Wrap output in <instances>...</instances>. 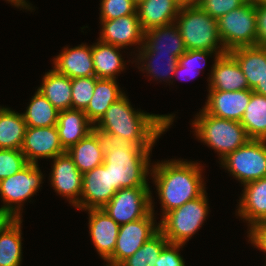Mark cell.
<instances>
[{
  "label": "cell",
  "mask_w": 266,
  "mask_h": 266,
  "mask_svg": "<svg viewBox=\"0 0 266 266\" xmlns=\"http://www.w3.org/2000/svg\"><path fill=\"white\" fill-rule=\"evenodd\" d=\"M124 94L94 125L104 138L116 139L142 148L154 147L158 138L173 124L174 114H150L135 110Z\"/></svg>",
  "instance_id": "obj_1"
},
{
  "label": "cell",
  "mask_w": 266,
  "mask_h": 266,
  "mask_svg": "<svg viewBox=\"0 0 266 266\" xmlns=\"http://www.w3.org/2000/svg\"><path fill=\"white\" fill-rule=\"evenodd\" d=\"M198 162L170 159L151 165L149 176L153 178L162 217L169 211L181 207L187 201L200 197L206 190L203 167Z\"/></svg>",
  "instance_id": "obj_2"
},
{
  "label": "cell",
  "mask_w": 266,
  "mask_h": 266,
  "mask_svg": "<svg viewBox=\"0 0 266 266\" xmlns=\"http://www.w3.org/2000/svg\"><path fill=\"white\" fill-rule=\"evenodd\" d=\"M150 153L152 148L105 138L103 164L109 168L111 185L117 191L121 188L149 187Z\"/></svg>",
  "instance_id": "obj_3"
},
{
  "label": "cell",
  "mask_w": 266,
  "mask_h": 266,
  "mask_svg": "<svg viewBox=\"0 0 266 266\" xmlns=\"http://www.w3.org/2000/svg\"><path fill=\"white\" fill-rule=\"evenodd\" d=\"M191 125L196 138L217 152L220 161L250 139L240 122L215 117L203 109Z\"/></svg>",
  "instance_id": "obj_4"
},
{
  "label": "cell",
  "mask_w": 266,
  "mask_h": 266,
  "mask_svg": "<svg viewBox=\"0 0 266 266\" xmlns=\"http://www.w3.org/2000/svg\"><path fill=\"white\" fill-rule=\"evenodd\" d=\"M186 50H225L218 33L217 20L198 5L180 8L175 20Z\"/></svg>",
  "instance_id": "obj_5"
},
{
  "label": "cell",
  "mask_w": 266,
  "mask_h": 266,
  "mask_svg": "<svg viewBox=\"0 0 266 266\" xmlns=\"http://www.w3.org/2000/svg\"><path fill=\"white\" fill-rule=\"evenodd\" d=\"M206 191L198 198L166 213L159 221L160 231L168 243L186 244L202 227L209 214Z\"/></svg>",
  "instance_id": "obj_6"
},
{
  "label": "cell",
  "mask_w": 266,
  "mask_h": 266,
  "mask_svg": "<svg viewBox=\"0 0 266 266\" xmlns=\"http://www.w3.org/2000/svg\"><path fill=\"white\" fill-rule=\"evenodd\" d=\"M43 173L38 164L28 163L19 172L0 181V200L5 210L13 219H21L23 203L40 189Z\"/></svg>",
  "instance_id": "obj_7"
},
{
  "label": "cell",
  "mask_w": 266,
  "mask_h": 266,
  "mask_svg": "<svg viewBox=\"0 0 266 266\" xmlns=\"http://www.w3.org/2000/svg\"><path fill=\"white\" fill-rule=\"evenodd\" d=\"M218 33L227 52L238 47L256 46L257 24L253 0L217 19Z\"/></svg>",
  "instance_id": "obj_8"
},
{
  "label": "cell",
  "mask_w": 266,
  "mask_h": 266,
  "mask_svg": "<svg viewBox=\"0 0 266 266\" xmlns=\"http://www.w3.org/2000/svg\"><path fill=\"white\" fill-rule=\"evenodd\" d=\"M241 185L266 177V140L249 139L220 161Z\"/></svg>",
  "instance_id": "obj_9"
},
{
  "label": "cell",
  "mask_w": 266,
  "mask_h": 266,
  "mask_svg": "<svg viewBox=\"0 0 266 266\" xmlns=\"http://www.w3.org/2000/svg\"><path fill=\"white\" fill-rule=\"evenodd\" d=\"M154 206V201L151 200V212L146 217L119 227L116 246L113 255L106 261V266H119L160 230L159 223L154 220Z\"/></svg>",
  "instance_id": "obj_10"
},
{
  "label": "cell",
  "mask_w": 266,
  "mask_h": 266,
  "mask_svg": "<svg viewBox=\"0 0 266 266\" xmlns=\"http://www.w3.org/2000/svg\"><path fill=\"white\" fill-rule=\"evenodd\" d=\"M152 198L150 187L121 188L102 209L121 226L146 217Z\"/></svg>",
  "instance_id": "obj_11"
},
{
  "label": "cell",
  "mask_w": 266,
  "mask_h": 266,
  "mask_svg": "<svg viewBox=\"0 0 266 266\" xmlns=\"http://www.w3.org/2000/svg\"><path fill=\"white\" fill-rule=\"evenodd\" d=\"M56 193L67 198L69 204L80 210L83 174L78 170L70 155L65 152L53 158L49 175Z\"/></svg>",
  "instance_id": "obj_12"
},
{
  "label": "cell",
  "mask_w": 266,
  "mask_h": 266,
  "mask_svg": "<svg viewBox=\"0 0 266 266\" xmlns=\"http://www.w3.org/2000/svg\"><path fill=\"white\" fill-rule=\"evenodd\" d=\"M21 151L31 164H38L40 158L53 159L66 152L60 143L56 126H27Z\"/></svg>",
  "instance_id": "obj_13"
},
{
  "label": "cell",
  "mask_w": 266,
  "mask_h": 266,
  "mask_svg": "<svg viewBox=\"0 0 266 266\" xmlns=\"http://www.w3.org/2000/svg\"><path fill=\"white\" fill-rule=\"evenodd\" d=\"M117 190L111 185L109 168L104 164L83 173L80 210L102 209Z\"/></svg>",
  "instance_id": "obj_14"
},
{
  "label": "cell",
  "mask_w": 266,
  "mask_h": 266,
  "mask_svg": "<svg viewBox=\"0 0 266 266\" xmlns=\"http://www.w3.org/2000/svg\"><path fill=\"white\" fill-rule=\"evenodd\" d=\"M100 22L102 29L98 40L123 49L138 45L137 52L143 45L144 31L137 13L112 20H100Z\"/></svg>",
  "instance_id": "obj_15"
},
{
  "label": "cell",
  "mask_w": 266,
  "mask_h": 266,
  "mask_svg": "<svg viewBox=\"0 0 266 266\" xmlns=\"http://www.w3.org/2000/svg\"><path fill=\"white\" fill-rule=\"evenodd\" d=\"M207 101L202 109L215 117L240 122L249 104L252 90H208Z\"/></svg>",
  "instance_id": "obj_16"
},
{
  "label": "cell",
  "mask_w": 266,
  "mask_h": 266,
  "mask_svg": "<svg viewBox=\"0 0 266 266\" xmlns=\"http://www.w3.org/2000/svg\"><path fill=\"white\" fill-rule=\"evenodd\" d=\"M208 79V90L240 91L249 89L244 73L229 52L214 58Z\"/></svg>",
  "instance_id": "obj_17"
},
{
  "label": "cell",
  "mask_w": 266,
  "mask_h": 266,
  "mask_svg": "<svg viewBox=\"0 0 266 266\" xmlns=\"http://www.w3.org/2000/svg\"><path fill=\"white\" fill-rule=\"evenodd\" d=\"M89 234L100 257L107 261L114 252L120 225L103 209H88Z\"/></svg>",
  "instance_id": "obj_18"
},
{
  "label": "cell",
  "mask_w": 266,
  "mask_h": 266,
  "mask_svg": "<svg viewBox=\"0 0 266 266\" xmlns=\"http://www.w3.org/2000/svg\"><path fill=\"white\" fill-rule=\"evenodd\" d=\"M53 68L71 79L95 76L92 59V45L80 44L73 48H63L53 60Z\"/></svg>",
  "instance_id": "obj_19"
},
{
  "label": "cell",
  "mask_w": 266,
  "mask_h": 266,
  "mask_svg": "<svg viewBox=\"0 0 266 266\" xmlns=\"http://www.w3.org/2000/svg\"><path fill=\"white\" fill-rule=\"evenodd\" d=\"M243 188L236 215L251 229L266 220V177L246 183Z\"/></svg>",
  "instance_id": "obj_20"
},
{
  "label": "cell",
  "mask_w": 266,
  "mask_h": 266,
  "mask_svg": "<svg viewBox=\"0 0 266 266\" xmlns=\"http://www.w3.org/2000/svg\"><path fill=\"white\" fill-rule=\"evenodd\" d=\"M60 143L65 151L94 130L83 110L67 109L58 113L56 124Z\"/></svg>",
  "instance_id": "obj_21"
},
{
  "label": "cell",
  "mask_w": 266,
  "mask_h": 266,
  "mask_svg": "<svg viewBox=\"0 0 266 266\" xmlns=\"http://www.w3.org/2000/svg\"><path fill=\"white\" fill-rule=\"evenodd\" d=\"M105 138L96 130L73 145L66 152L83 174L104 162Z\"/></svg>",
  "instance_id": "obj_22"
},
{
  "label": "cell",
  "mask_w": 266,
  "mask_h": 266,
  "mask_svg": "<svg viewBox=\"0 0 266 266\" xmlns=\"http://www.w3.org/2000/svg\"><path fill=\"white\" fill-rule=\"evenodd\" d=\"M142 46L148 52L172 54L178 58L186 52L181 33L175 22L145 31Z\"/></svg>",
  "instance_id": "obj_23"
},
{
  "label": "cell",
  "mask_w": 266,
  "mask_h": 266,
  "mask_svg": "<svg viewBox=\"0 0 266 266\" xmlns=\"http://www.w3.org/2000/svg\"><path fill=\"white\" fill-rule=\"evenodd\" d=\"M180 8L173 0H144L137 6L142 30L160 27L175 22Z\"/></svg>",
  "instance_id": "obj_24"
},
{
  "label": "cell",
  "mask_w": 266,
  "mask_h": 266,
  "mask_svg": "<svg viewBox=\"0 0 266 266\" xmlns=\"http://www.w3.org/2000/svg\"><path fill=\"white\" fill-rule=\"evenodd\" d=\"M229 53L239 64L249 89L253 90L266 75V47H238L230 50Z\"/></svg>",
  "instance_id": "obj_25"
},
{
  "label": "cell",
  "mask_w": 266,
  "mask_h": 266,
  "mask_svg": "<svg viewBox=\"0 0 266 266\" xmlns=\"http://www.w3.org/2000/svg\"><path fill=\"white\" fill-rule=\"evenodd\" d=\"M124 94L116 79L96 78L93 96L84 110L88 120L95 125L111 104Z\"/></svg>",
  "instance_id": "obj_26"
},
{
  "label": "cell",
  "mask_w": 266,
  "mask_h": 266,
  "mask_svg": "<svg viewBox=\"0 0 266 266\" xmlns=\"http://www.w3.org/2000/svg\"><path fill=\"white\" fill-rule=\"evenodd\" d=\"M120 47L98 40L92 45V59L96 78L116 79L125 69Z\"/></svg>",
  "instance_id": "obj_27"
},
{
  "label": "cell",
  "mask_w": 266,
  "mask_h": 266,
  "mask_svg": "<svg viewBox=\"0 0 266 266\" xmlns=\"http://www.w3.org/2000/svg\"><path fill=\"white\" fill-rule=\"evenodd\" d=\"M138 52L139 54L135 53L137 58L134 61L139 65L142 62L141 66L138 65V69H141L140 71H143V73L146 72L149 77L151 76V78L156 79V81L161 79V82L162 80L167 83L169 82V85L173 83L170 79H173L174 71L178 64L177 56L158 52H148L143 46L140 47Z\"/></svg>",
  "instance_id": "obj_28"
},
{
  "label": "cell",
  "mask_w": 266,
  "mask_h": 266,
  "mask_svg": "<svg viewBox=\"0 0 266 266\" xmlns=\"http://www.w3.org/2000/svg\"><path fill=\"white\" fill-rule=\"evenodd\" d=\"M60 112L71 109V78L54 68L46 72L37 89Z\"/></svg>",
  "instance_id": "obj_29"
},
{
  "label": "cell",
  "mask_w": 266,
  "mask_h": 266,
  "mask_svg": "<svg viewBox=\"0 0 266 266\" xmlns=\"http://www.w3.org/2000/svg\"><path fill=\"white\" fill-rule=\"evenodd\" d=\"M26 128L22 113L0 106V149L21 150Z\"/></svg>",
  "instance_id": "obj_30"
},
{
  "label": "cell",
  "mask_w": 266,
  "mask_h": 266,
  "mask_svg": "<svg viewBox=\"0 0 266 266\" xmlns=\"http://www.w3.org/2000/svg\"><path fill=\"white\" fill-rule=\"evenodd\" d=\"M21 219H13L0 231V266H21Z\"/></svg>",
  "instance_id": "obj_31"
},
{
  "label": "cell",
  "mask_w": 266,
  "mask_h": 266,
  "mask_svg": "<svg viewBox=\"0 0 266 266\" xmlns=\"http://www.w3.org/2000/svg\"><path fill=\"white\" fill-rule=\"evenodd\" d=\"M240 123L250 139L266 140V96L252 91Z\"/></svg>",
  "instance_id": "obj_32"
},
{
  "label": "cell",
  "mask_w": 266,
  "mask_h": 266,
  "mask_svg": "<svg viewBox=\"0 0 266 266\" xmlns=\"http://www.w3.org/2000/svg\"><path fill=\"white\" fill-rule=\"evenodd\" d=\"M59 111L38 90L22 113L28 127L56 126Z\"/></svg>",
  "instance_id": "obj_33"
},
{
  "label": "cell",
  "mask_w": 266,
  "mask_h": 266,
  "mask_svg": "<svg viewBox=\"0 0 266 266\" xmlns=\"http://www.w3.org/2000/svg\"><path fill=\"white\" fill-rule=\"evenodd\" d=\"M224 54L222 51H208V50H186L185 53H183L178 58V64L174 71V77L180 78V74L182 77V74H185L186 78L193 79L197 77L198 74H200L201 70L204 69L206 59L212 55H215V57H218L219 55ZM201 67L197 64H202ZM197 65V66H196ZM199 66V67H198ZM201 69V70H200ZM188 76V77H187ZM193 77V78H192ZM186 79V80H188ZM179 80H184L179 79Z\"/></svg>",
  "instance_id": "obj_34"
},
{
  "label": "cell",
  "mask_w": 266,
  "mask_h": 266,
  "mask_svg": "<svg viewBox=\"0 0 266 266\" xmlns=\"http://www.w3.org/2000/svg\"><path fill=\"white\" fill-rule=\"evenodd\" d=\"M96 77L71 79V109L85 110L93 96Z\"/></svg>",
  "instance_id": "obj_35"
},
{
  "label": "cell",
  "mask_w": 266,
  "mask_h": 266,
  "mask_svg": "<svg viewBox=\"0 0 266 266\" xmlns=\"http://www.w3.org/2000/svg\"><path fill=\"white\" fill-rule=\"evenodd\" d=\"M27 164L21 150L0 149V181L19 172Z\"/></svg>",
  "instance_id": "obj_36"
},
{
  "label": "cell",
  "mask_w": 266,
  "mask_h": 266,
  "mask_svg": "<svg viewBox=\"0 0 266 266\" xmlns=\"http://www.w3.org/2000/svg\"><path fill=\"white\" fill-rule=\"evenodd\" d=\"M137 13V5L132 0H101L100 20H112Z\"/></svg>",
  "instance_id": "obj_37"
},
{
  "label": "cell",
  "mask_w": 266,
  "mask_h": 266,
  "mask_svg": "<svg viewBox=\"0 0 266 266\" xmlns=\"http://www.w3.org/2000/svg\"><path fill=\"white\" fill-rule=\"evenodd\" d=\"M248 0H199L198 6L214 19L244 5Z\"/></svg>",
  "instance_id": "obj_38"
},
{
  "label": "cell",
  "mask_w": 266,
  "mask_h": 266,
  "mask_svg": "<svg viewBox=\"0 0 266 266\" xmlns=\"http://www.w3.org/2000/svg\"><path fill=\"white\" fill-rule=\"evenodd\" d=\"M168 243L163 233L159 230L153 237L142 245L144 266H154L160 252Z\"/></svg>",
  "instance_id": "obj_39"
},
{
  "label": "cell",
  "mask_w": 266,
  "mask_h": 266,
  "mask_svg": "<svg viewBox=\"0 0 266 266\" xmlns=\"http://www.w3.org/2000/svg\"><path fill=\"white\" fill-rule=\"evenodd\" d=\"M184 244L167 243L160 252L154 266H186L179 250Z\"/></svg>",
  "instance_id": "obj_40"
},
{
  "label": "cell",
  "mask_w": 266,
  "mask_h": 266,
  "mask_svg": "<svg viewBox=\"0 0 266 266\" xmlns=\"http://www.w3.org/2000/svg\"><path fill=\"white\" fill-rule=\"evenodd\" d=\"M247 233L248 242L266 254V220L255 224Z\"/></svg>",
  "instance_id": "obj_41"
},
{
  "label": "cell",
  "mask_w": 266,
  "mask_h": 266,
  "mask_svg": "<svg viewBox=\"0 0 266 266\" xmlns=\"http://www.w3.org/2000/svg\"><path fill=\"white\" fill-rule=\"evenodd\" d=\"M257 39L256 46L266 47V5L255 4Z\"/></svg>",
  "instance_id": "obj_42"
},
{
  "label": "cell",
  "mask_w": 266,
  "mask_h": 266,
  "mask_svg": "<svg viewBox=\"0 0 266 266\" xmlns=\"http://www.w3.org/2000/svg\"><path fill=\"white\" fill-rule=\"evenodd\" d=\"M119 266H144L142 247L139 248L131 257L123 261Z\"/></svg>",
  "instance_id": "obj_43"
},
{
  "label": "cell",
  "mask_w": 266,
  "mask_h": 266,
  "mask_svg": "<svg viewBox=\"0 0 266 266\" xmlns=\"http://www.w3.org/2000/svg\"><path fill=\"white\" fill-rule=\"evenodd\" d=\"M12 220L13 218L0 207V231Z\"/></svg>",
  "instance_id": "obj_44"
},
{
  "label": "cell",
  "mask_w": 266,
  "mask_h": 266,
  "mask_svg": "<svg viewBox=\"0 0 266 266\" xmlns=\"http://www.w3.org/2000/svg\"><path fill=\"white\" fill-rule=\"evenodd\" d=\"M8 1V3H11V5L17 7V8H23V9H27V10H33L32 6L29 2H27L26 0H6Z\"/></svg>",
  "instance_id": "obj_45"
},
{
  "label": "cell",
  "mask_w": 266,
  "mask_h": 266,
  "mask_svg": "<svg viewBox=\"0 0 266 266\" xmlns=\"http://www.w3.org/2000/svg\"><path fill=\"white\" fill-rule=\"evenodd\" d=\"M255 93L266 96V75L263 77L256 87L252 90Z\"/></svg>",
  "instance_id": "obj_46"
},
{
  "label": "cell",
  "mask_w": 266,
  "mask_h": 266,
  "mask_svg": "<svg viewBox=\"0 0 266 266\" xmlns=\"http://www.w3.org/2000/svg\"><path fill=\"white\" fill-rule=\"evenodd\" d=\"M179 8H186L188 6H195L199 0H173Z\"/></svg>",
  "instance_id": "obj_47"
},
{
  "label": "cell",
  "mask_w": 266,
  "mask_h": 266,
  "mask_svg": "<svg viewBox=\"0 0 266 266\" xmlns=\"http://www.w3.org/2000/svg\"><path fill=\"white\" fill-rule=\"evenodd\" d=\"M255 4L266 5V0H253Z\"/></svg>",
  "instance_id": "obj_48"
},
{
  "label": "cell",
  "mask_w": 266,
  "mask_h": 266,
  "mask_svg": "<svg viewBox=\"0 0 266 266\" xmlns=\"http://www.w3.org/2000/svg\"><path fill=\"white\" fill-rule=\"evenodd\" d=\"M137 6L143 2L144 0H132Z\"/></svg>",
  "instance_id": "obj_49"
}]
</instances>
